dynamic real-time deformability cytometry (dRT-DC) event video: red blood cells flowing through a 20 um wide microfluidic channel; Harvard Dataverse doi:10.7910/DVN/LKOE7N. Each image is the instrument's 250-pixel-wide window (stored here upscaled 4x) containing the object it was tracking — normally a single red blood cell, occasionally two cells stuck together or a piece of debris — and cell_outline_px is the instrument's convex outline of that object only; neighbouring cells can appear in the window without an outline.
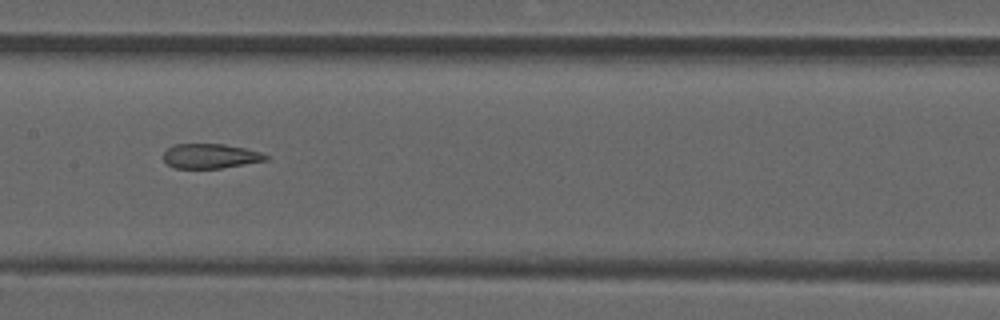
{"species": "common noctule bat (a hibernating species)", "species_latin": "Nyctalus noctula", "temperature_condition": "room temperature", "stored_images_in_passage": 52, "segment_of_instrument_passage": [2, 2], "camera_frame_rate_fps": 3000, "um_per_image_px": 0.085, "animal": {"sex": "male", "forearm_length_mm": 52.5}, "frame": {"image": 1, "passage_image": 26, "time_ms": 8.333, "image_size_px": [1000, 320], "cell_outline_px": [[268, 160], [220, 168], [176, 168], [168, 164], [164, 160], [164, 152], [172, 144], [224, 144], [244, 148], [260, 152], [268, 156]], "centroid_in_image_um": [17.87, 13.26], "position_along_channel_um": 189.5, "area_um2": 14.57}}
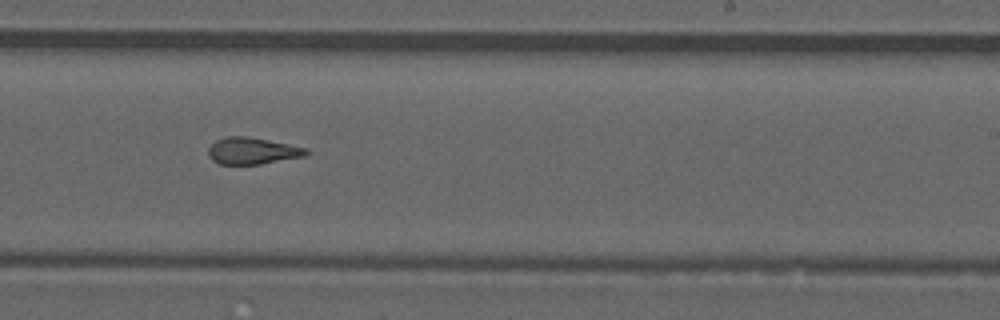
{"frame": {"image": 2, "passage_image": 32, "time_ms": 10.333, "image_size_px": [1000, 320], "cell_outline_px": [[312, 152], [308, 156], [260, 164], [220, 164], [212, 160], [208, 156], [208, 148], [216, 140], [224, 136], [248, 136], [308, 148]], "centroid_in_image_um": [21.49, 12.82], "position_along_channel_um": 267.5, "area_um2": 15.49}}
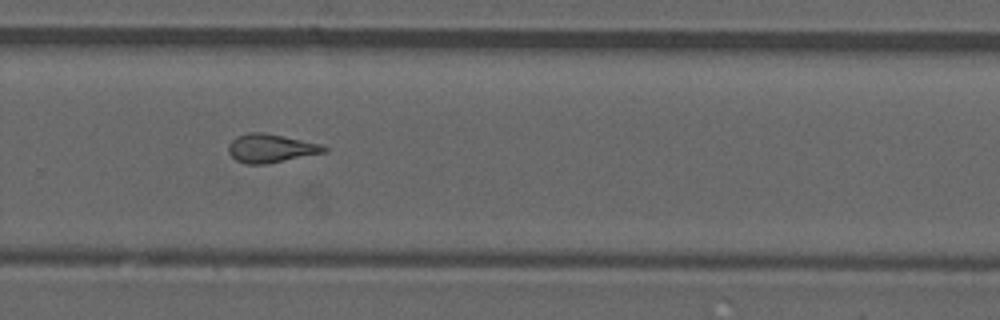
{"frame": {"image": 3, "passage_image": 35, "time_ms": 11.333, "image_size_px": [1000, 320], "cell_outline_px": [[328, 148], [324, 152], [264, 164], [248, 164], [236, 160], [228, 152], [228, 144], [236, 136], [248, 132], [264, 132], [284, 136], [320, 144]], "centroid_in_image_um": [22.96, 12.59], "position_along_channel_um": 306.8, "area_um2": 15.66}}